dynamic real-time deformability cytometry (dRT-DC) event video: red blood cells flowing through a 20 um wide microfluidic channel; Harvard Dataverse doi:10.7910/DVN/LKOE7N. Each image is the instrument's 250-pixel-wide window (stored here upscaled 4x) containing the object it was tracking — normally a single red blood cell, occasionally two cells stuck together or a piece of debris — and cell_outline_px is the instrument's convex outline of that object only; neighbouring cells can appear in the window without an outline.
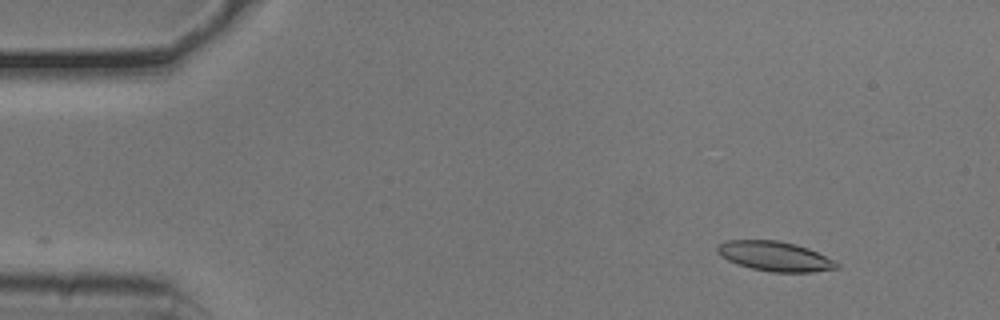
{"species": "common noctule bat (a hibernating species)", "species_latin": "Nyctalus noctula", "temperature_condition": "cold", "stored_images_in_passage": 11, "camera_frame_rate_fps": 3000, "um_per_image_px": 0.085, "animal": {"sex": "male", "body_mass_g": 20.5, "forearm_length_mm": 52.5}, "frame": {"image": 1, "passage_image": 1, "time_ms": 0.0, "image_size_px": [1000, 320], "cell_outline_px": [[840, 268], [812, 272], [772, 272], [752, 268], [736, 264], [728, 260], [716, 252], [716, 248], [720, 244], [728, 240], [780, 240], [796, 244], [808, 248], [840, 264]], "centroid_in_image_um": [65.86, 21.78], "position_along_channel_um": 19.1, "area_um2": 20.58}}
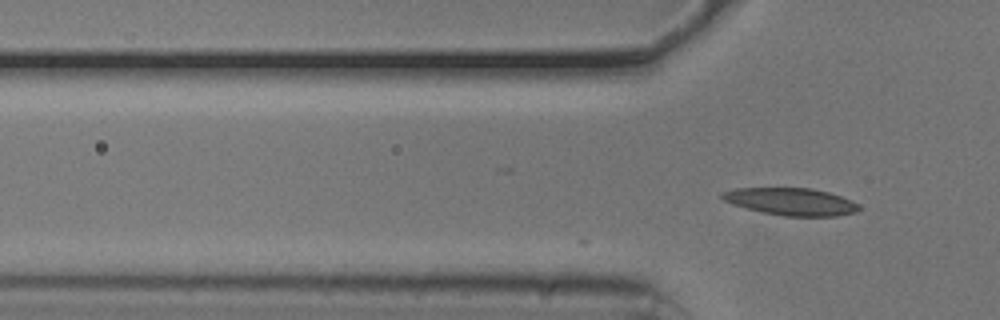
{"frame": {"image": 2, "passage_image": 11, "time_ms": 3.333, "image_size_px": [1000, 320], "cell_outline_px": [[860, 208], [856, 212], [836, 216], [784, 216], [764, 212], [732, 204], [724, 200], [720, 196], [720, 192], [736, 188], [812, 188], [828, 192], [852, 200], [860, 204]], "centroid_in_image_um": [67.25, 17.13], "position_along_channel_um": 58.5, "area_um2": 21.73}}